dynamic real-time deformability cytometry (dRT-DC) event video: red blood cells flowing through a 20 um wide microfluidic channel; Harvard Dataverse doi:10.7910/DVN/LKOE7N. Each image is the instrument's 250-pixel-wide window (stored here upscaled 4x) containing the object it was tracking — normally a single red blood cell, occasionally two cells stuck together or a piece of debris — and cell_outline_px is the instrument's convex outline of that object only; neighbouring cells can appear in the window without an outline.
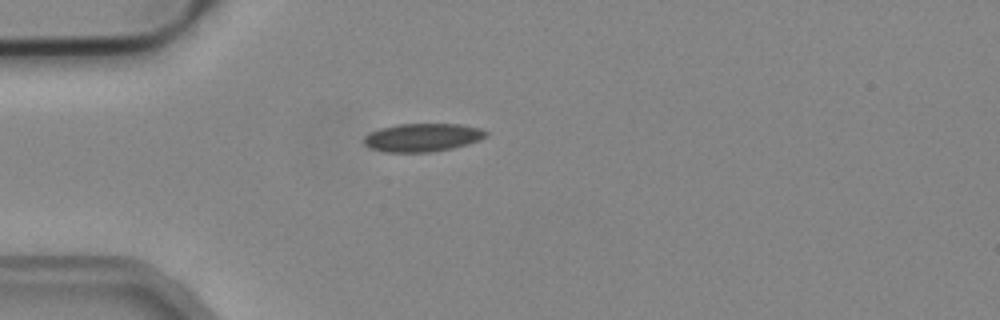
{"species": "common noctule bat (a hibernating species)", "species_latin": "Nyctalus noctula", "temperature_condition": "cold", "stored_images_in_passage": 3, "camera_frame_rate_fps": 3000, "um_per_image_px": 0.085, "animal": {"sex": "male", "body_mass_g": 19.2, "forearm_length_mm": 51.8}, "frame": {"image": 1, "passage_image": 1, "time_ms": 0.0, "image_size_px": [1000, 320], "cell_outline_px": [[488, 136], [480, 140], [468, 144], [452, 148], [432, 152], [384, 152], [372, 148], [364, 144], [364, 136], [368, 132], [380, 128], [396, 124], [460, 124], [480, 128], [488, 132]], "centroid_in_image_um": [35.92, 11.68], "position_along_channel_um": 49.1, "area_um2": 20.23}}